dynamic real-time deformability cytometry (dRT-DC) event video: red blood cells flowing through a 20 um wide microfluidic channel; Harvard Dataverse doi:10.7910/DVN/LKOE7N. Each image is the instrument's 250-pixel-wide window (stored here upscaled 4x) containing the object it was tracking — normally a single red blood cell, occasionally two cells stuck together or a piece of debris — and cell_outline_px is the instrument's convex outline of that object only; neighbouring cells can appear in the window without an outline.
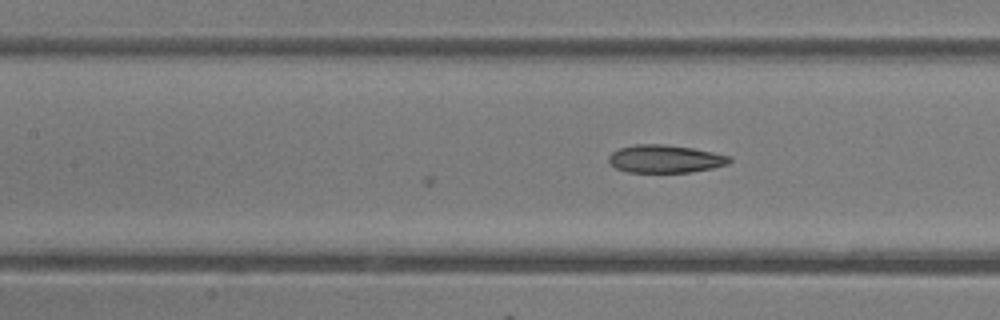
{"species": "common noctule bat (a hibernating species)", "species_latin": "Nyctalus noctula", "temperature_condition": "room temperature", "stored_images_in_passage": 21, "camera_frame_rate_fps": 3000, "um_per_image_px": 0.085, "animal": {"sex": "female"}, "frame": {"image": 1, "passage_image": 21, "time_ms": 6.667, "image_size_px": [1000, 320], "cell_outline_px": [[732, 160], [728, 164], [712, 168], [692, 172], [628, 172], [616, 168], [608, 160], [608, 156], [612, 152], [620, 148], [636, 144], [664, 144], [692, 148], [732, 156]], "centroid_in_image_um": [56.56, 13.5], "position_along_channel_um": 150.8, "area_um2": 19.59}}